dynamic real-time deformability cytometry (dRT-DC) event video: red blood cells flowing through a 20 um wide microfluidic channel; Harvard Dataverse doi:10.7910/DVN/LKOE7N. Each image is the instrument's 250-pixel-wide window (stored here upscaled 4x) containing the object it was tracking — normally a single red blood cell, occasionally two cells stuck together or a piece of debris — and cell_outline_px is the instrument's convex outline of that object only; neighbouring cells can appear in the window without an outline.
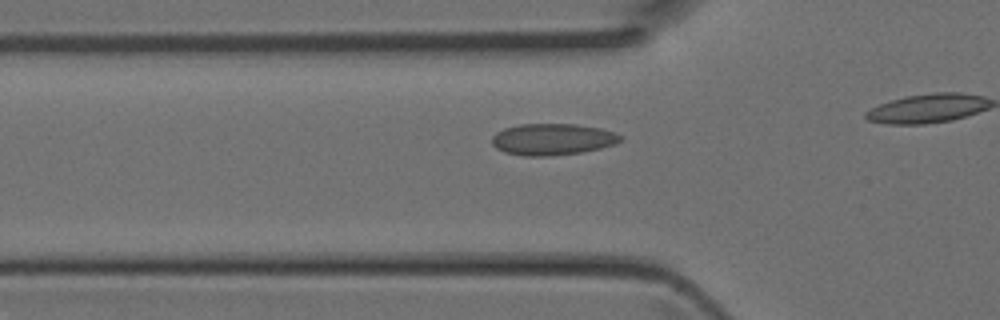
{"species": "Egyptian fruit bat (a non-hibernating species)", "species_latin": "Rousettus aegyptiacus", "temperature_condition": "room temperature", "stored_images_in_passage": 16, "camera_frame_rate_fps": 3000, "um_per_image_px": 0.085, "animal": {"sex": "female"}, "frame": {"image": 1, "passage_image": 12, "time_ms": 3.667, "image_size_px": [1000, 320], "cell_outline_px": [[624, 136], [616, 144], [600, 148], [580, 152], [544, 156], [524, 156], [504, 152], [496, 148], [492, 144], [492, 136], [496, 132], [504, 128], [520, 124], [576, 124], [600, 128], [616, 132]], "centroid_in_image_um": [46.96, 11.83], "position_along_channel_um": 78.8, "area_um2": 23.64}}